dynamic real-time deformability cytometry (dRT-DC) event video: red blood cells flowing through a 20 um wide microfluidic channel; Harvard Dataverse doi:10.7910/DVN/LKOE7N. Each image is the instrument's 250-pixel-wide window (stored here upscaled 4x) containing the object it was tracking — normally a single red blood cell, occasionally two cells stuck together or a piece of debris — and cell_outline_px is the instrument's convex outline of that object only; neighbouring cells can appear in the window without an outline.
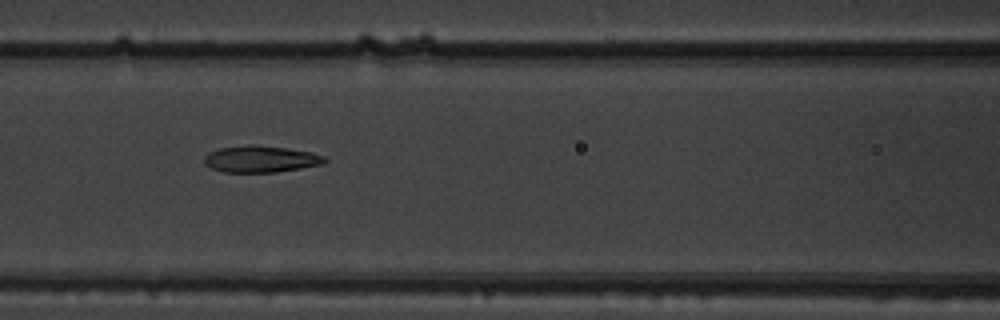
{"species": "common noctule bat (a hibernating species)", "species_latin": "Nyctalus noctula", "temperature_condition": "warm", "stored_images_in_passage": 9, "camera_frame_rate_fps": 3000, "um_per_image_px": 0.085, "animal": {"sex": "male", "body_mass_g": 19.5, "forearm_length_mm": 54.6}, "frame": {"image": 1, "passage_image": 7, "time_ms": 2.0, "image_size_px": [1000, 320], "cell_outline_px": [[328, 160], [324, 164], [276, 172], [224, 172], [212, 168], [204, 164], [204, 156], [208, 152], [220, 148], [252, 144], [256, 144], [312, 152], [324, 156]], "centroid_in_image_um": [22.16, 13.52], "position_along_channel_um": 144.4, "area_um2": 18.73}}
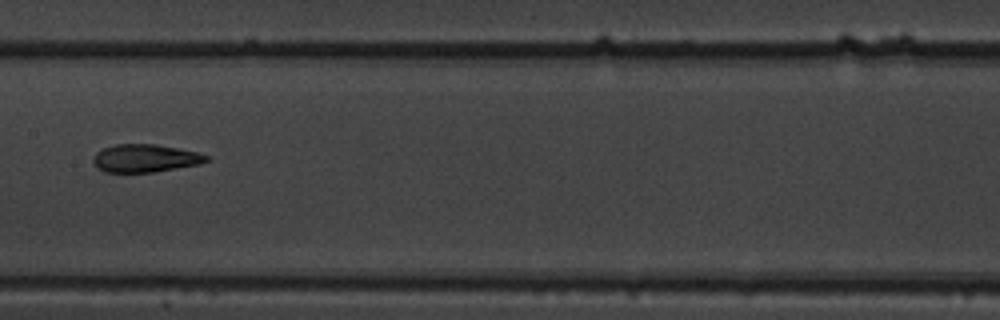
{"frame": {"image": 2, "passage_image": 8, "time_ms": 2.333, "image_size_px": [1000, 320], "cell_outline_px": [[208, 160], [200, 164], [156, 172], [104, 172], [92, 160], [96, 152], [104, 148], [116, 144], [156, 144], [196, 152], [208, 156]], "centroid_in_image_um": [12.34, 13.45], "position_along_channel_um": 195.1, "area_um2": 18.21}}
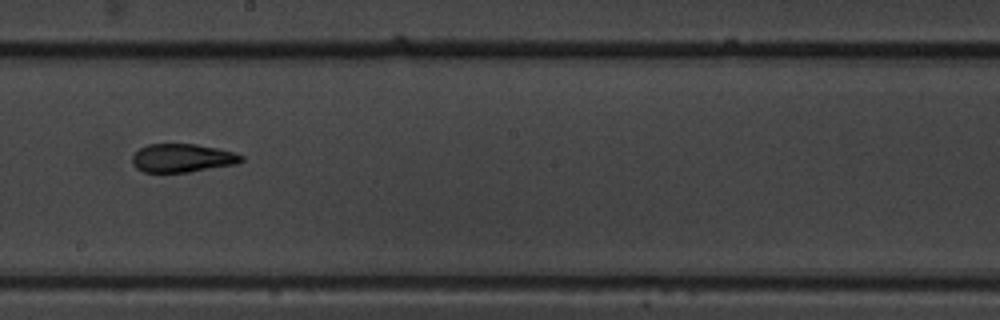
{"frame": {"image": 3, "passage_image": 9, "time_ms": 2.667, "image_size_px": [1000, 320], "cell_outline_px": [[244, 160], [236, 164], [188, 172], [144, 172], [136, 168], [132, 164], [132, 156], [140, 148], [148, 144], [196, 144], [216, 148], [232, 152], [244, 156]], "centroid_in_image_um": [15.48, 13.43], "position_along_channel_um": 232.7, "area_um2": 17.98}}